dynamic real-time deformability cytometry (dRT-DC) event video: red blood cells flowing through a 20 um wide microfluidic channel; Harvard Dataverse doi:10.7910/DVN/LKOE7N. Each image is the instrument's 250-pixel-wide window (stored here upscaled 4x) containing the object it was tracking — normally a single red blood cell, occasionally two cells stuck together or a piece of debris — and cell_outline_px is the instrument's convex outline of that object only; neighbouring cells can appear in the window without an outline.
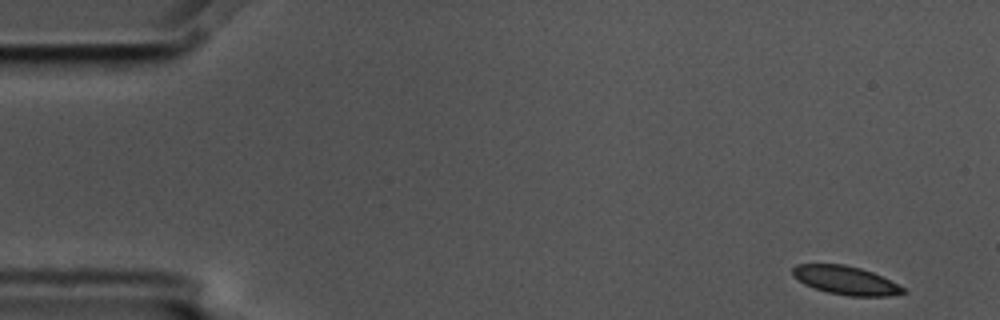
{"species": "common noctule bat (a hibernating species)", "species_latin": "Nyctalus noctula", "temperature_condition": "cold", "stored_images_in_passage": 4, "camera_frame_rate_fps": 3000, "um_per_image_px": 0.085, "animal": {"sex": "male", "body_mass_g": 17.5, "forearm_length_mm": 52.3}, "frame": {"image": 1, "passage_image": 1, "time_ms": 0.0, "image_size_px": [1000, 320], "cell_outline_px": [[908, 292], [888, 296], [848, 296], [828, 292], [804, 284], [792, 276], [792, 268], [796, 264], [844, 264], [860, 268], [872, 272], [904, 288]], "centroid_in_image_um": [71.85, 23.82], "position_along_channel_um": 13.2, "area_um2": 18.21}}
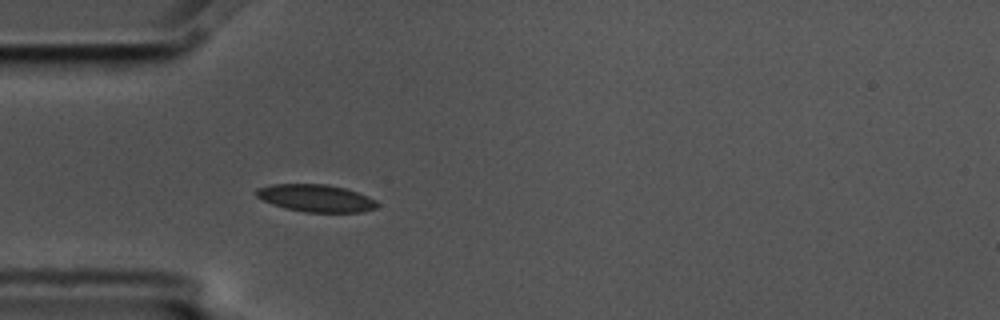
{"frame": {"image": 2, "passage_image": 4, "time_ms": 1.0, "image_size_px": [1000, 320], "cell_outline_px": [[380, 204], [376, 208], [360, 212], [304, 212], [284, 208], [272, 204], [256, 196], [256, 188], [272, 184], [328, 184], [344, 188], [368, 196], [376, 200]], "centroid_in_image_um": [26.86, 16.84], "position_along_channel_um": 58.1, "area_um2": 19.31}}